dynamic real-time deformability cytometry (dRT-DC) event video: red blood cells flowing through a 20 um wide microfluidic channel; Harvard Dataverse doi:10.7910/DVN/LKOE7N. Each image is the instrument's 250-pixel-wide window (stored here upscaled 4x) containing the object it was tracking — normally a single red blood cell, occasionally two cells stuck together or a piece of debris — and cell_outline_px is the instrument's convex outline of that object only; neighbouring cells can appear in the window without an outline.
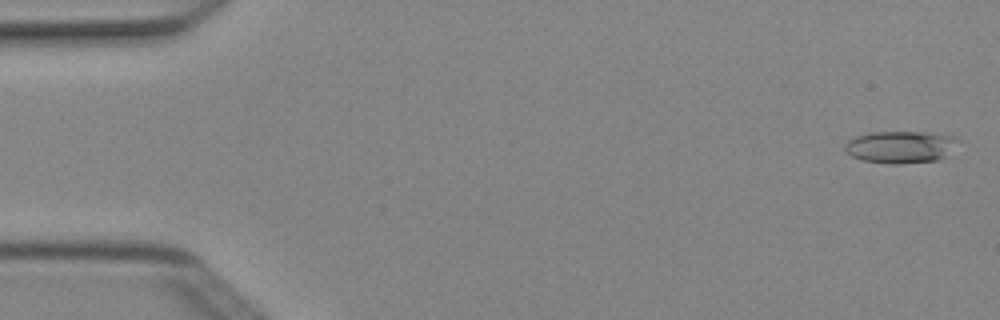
{"species": "Egyptian fruit bat (a non-hibernating species)", "species_latin": "Rousettus aegyptiacus", "temperature_condition": "cold", "stored_images_in_passage": 4, "camera_frame_rate_fps": 3000, "um_per_image_px": 0.085, "animal": {"sex": "female"}, "frame": {"image": 1, "passage_image": 1, "time_ms": 0.0, "image_size_px": [1000, 320], "cell_outline_px": [[956, 140], [944, 156], [936, 160], [896, 164], [892, 164], [860, 160], [852, 156], [844, 148], [844, 144], [848, 140], [856, 136], [872, 132], [924, 132], [952, 136]], "centroid_in_image_um": [76.43, 12.49], "position_along_channel_um": 8.6, "area_um2": 20.63}}
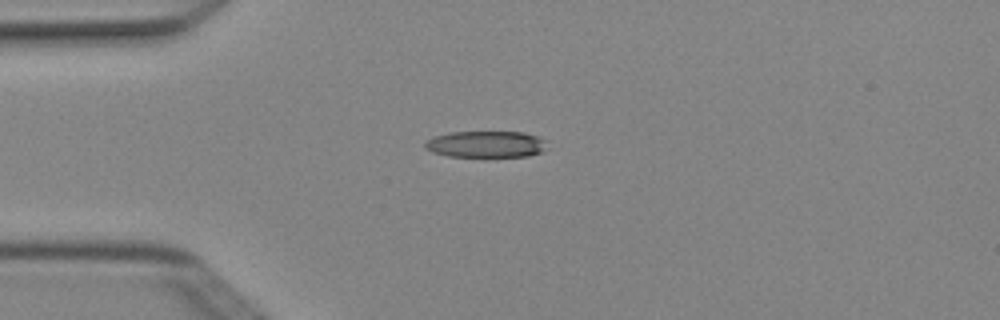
{"frame": {"image": 2, "passage_image": 4, "time_ms": 1.0, "image_size_px": [1000, 320], "cell_outline_px": [[544, 140], [540, 152], [528, 156], [448, 156], [432, 152], [424, 148], [424, 144], [428, 140], [436, 136], [448, 132], [524, 132], [540, 136]], "centroid_in_image_um": [41.26, 12.25], "position_along_channel_um": 43.7, "area_um2": 18.55}}